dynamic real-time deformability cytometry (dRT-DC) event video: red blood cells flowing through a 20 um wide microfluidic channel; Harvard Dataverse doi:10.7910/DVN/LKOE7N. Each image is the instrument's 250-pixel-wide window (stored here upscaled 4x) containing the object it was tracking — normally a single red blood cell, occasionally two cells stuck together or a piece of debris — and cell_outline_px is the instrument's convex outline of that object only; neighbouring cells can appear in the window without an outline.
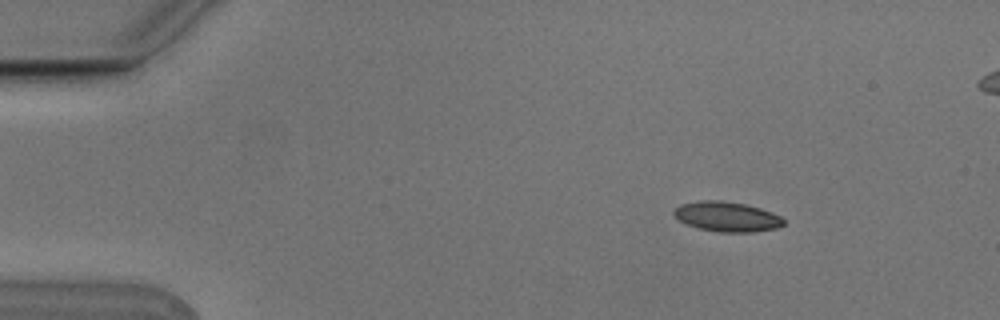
{"species": "Egyptian fruit bat (a non-hibernating species)", "species_latin": "Rousettus aegyptiacus", "temperature_condition": "cold", "stored_images_in_passage": 7, "camera_frame_rate_fps": 3000, "um_per_image_px": 0.085, "animal": {"sex": "male"}, "frame": {"image": 1, "passage_image": 2, "time_ms": 0.333, "image_size_px": [1000, 320], "cell_outline_px": [[784, 224], [776, 228], [752, 232], [716, 232], [700, 228], [688, 224], [680, 220], [672, 212], [680, 204], [700, 200], [724, 200], [744, 204], [760, 208], [772, 212], [780, 216], [784, 220]], "centroid_in_image_um": [61.8, 18.4], "position_along_channel_um": 23.2, "area_um2": 19.02}}
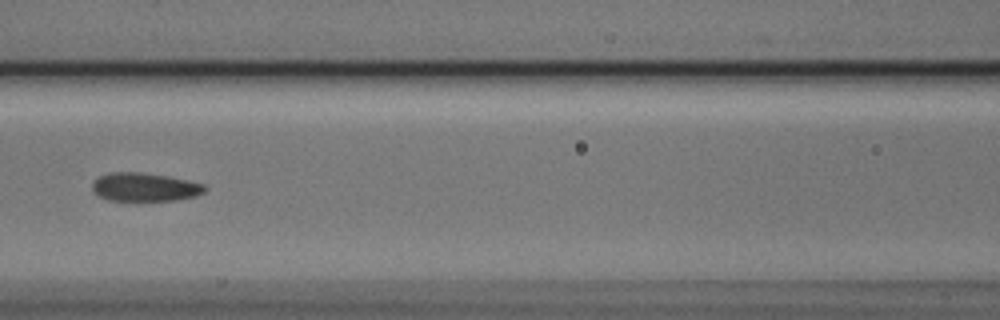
{"frame": {"image": 2, "passage_image": 7, "time_ms": 2.0, "image_size_px": [1000, 320], "cell_outline_px": [[208, 188], [204, 192], [196, 196], [176, 200], [108, 200], [92, 192], [92, 184], [100, 176], [112, 172], [140, 172], [168, 176], [188, 180], [204, 184]], "centroid_in_image_um": [12.33, 15.9], "position_along_channel_um": 154.3, "area_um2": 18.61}}